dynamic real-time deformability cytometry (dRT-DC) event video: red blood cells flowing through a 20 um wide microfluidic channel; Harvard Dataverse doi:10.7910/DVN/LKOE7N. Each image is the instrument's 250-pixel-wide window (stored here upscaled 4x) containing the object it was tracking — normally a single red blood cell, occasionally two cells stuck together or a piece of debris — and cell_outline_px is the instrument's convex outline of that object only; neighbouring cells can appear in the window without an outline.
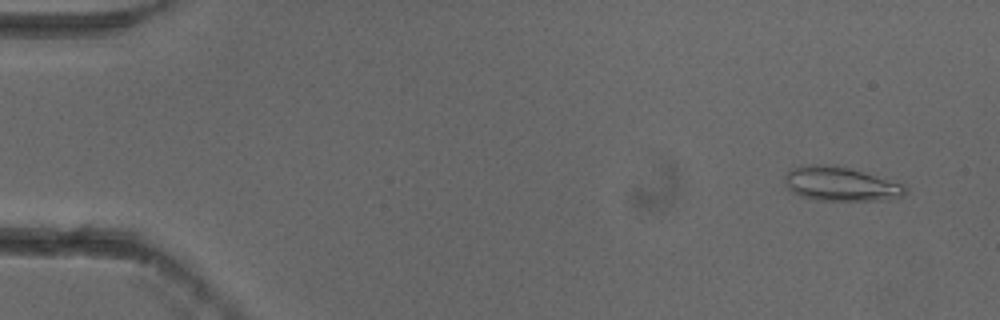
{"species": "common noctule bat (a hibernating species)", "species_latin": "Nyctalus noctula", "temperature_condition": "cold", "stored_images_in_passage": 53, "camera_frame_rate_fps": 3000, "um_per_image_px": 0.085, "animal": {"sex": "female"}, "frame": {"image": 1, "passage_image": 3, "time_ms": 0.667, "image_size_px": [1000, 320], "cell_outline_px": [[908, 192], [904, 196], [888, 200], [816, 200], [800, 196], [792, 192], [788, 188], [784, 180], [784, 176], [792, 168], [812, 164], [836, 164], [900, 184], [908, 188]], "centroid_in_image_um": [71.43, 15.64], "position_along_channel_um": 13.6, "area_um2": 23.87}}
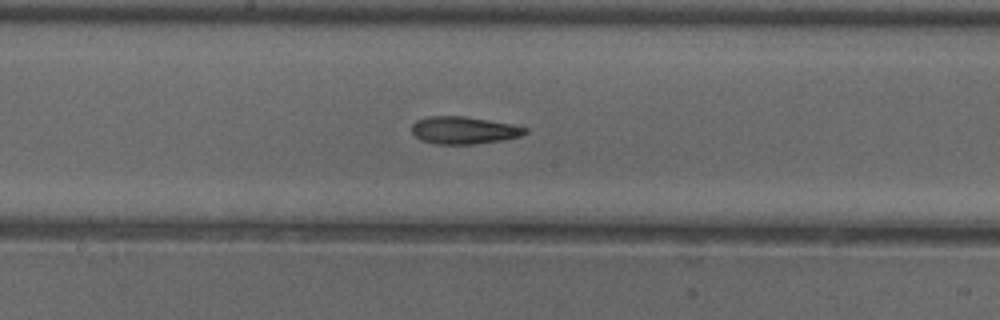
{"frame": {"image": 2, "passage_image": 28, "time_ms": 9.0, "image_size_px": [1000, 320], "cell_outline_px": [[528, 132], [520, 136], [500, 140], [472, 144], [436, 144], [420, 140], [412, 132], [412, 124], [416, 120], [428, 116], [464, 116], [512, 124], [528, 128]], "centroid_in_image_um": [39.4, 11.06], "position_along_channel_um": 208.8, "area_um2": 18.03}}
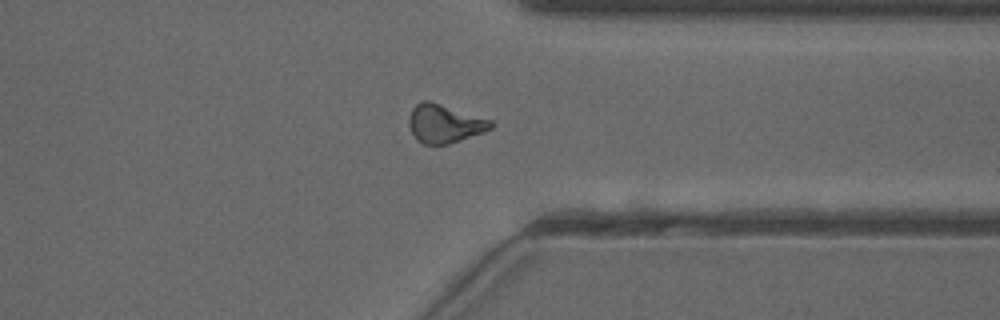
{"frame": {"image": 3, "passage_image": 41, "time_ms": 13.333, "image_size_px": [1000, 320], "cell_outline_px": [[496, 124], [492, 128], [484, 132], [448, 144], [424, 144], [416, 140], [408, 124], [408, 116], [412, 108], [420, 100], [428, 100], [492, 120]], "centroid_in_image_um": [37.77, 10.5], "position_along_channel_um": 373.6, "area_um2": 18.44}, "authors_computed_cell_mechanics": {"area_um2": 18.207, "velocity_mm_per_s": 3.8632, "shape_relaxation_time_tau1_ms": null, "shape_relaxation_time_tau2_ms": 5.1931, "deformation_change_tau1": null, "deformation_change_tau2": 0.1482}}